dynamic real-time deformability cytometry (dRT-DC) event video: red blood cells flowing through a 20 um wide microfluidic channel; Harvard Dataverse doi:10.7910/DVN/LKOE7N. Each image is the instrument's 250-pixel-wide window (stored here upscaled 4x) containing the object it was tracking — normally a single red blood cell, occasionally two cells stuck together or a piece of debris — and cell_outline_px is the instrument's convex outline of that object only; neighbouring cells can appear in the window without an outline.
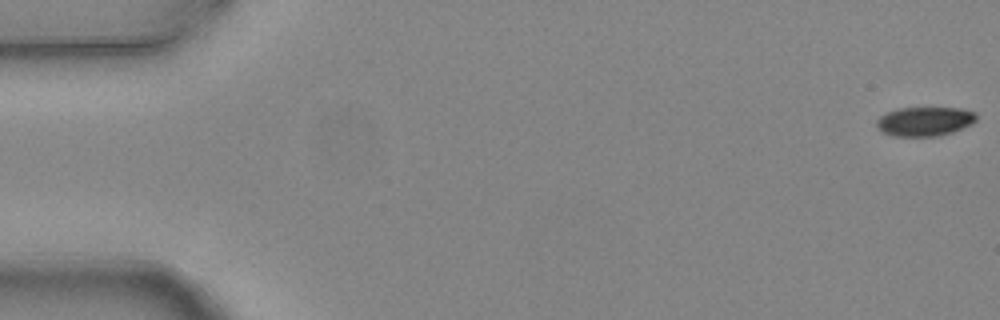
{"species": "common noctule bat (a hibernating species)", "species_latin": "Nyctalus noctula", "temperature_condition": "warm", "stored_images_in_passage": 5, "camera_frame_rate_fps": 3000, "um_per_image_px": 0.085, "animal": {"sex": "female", "body_mass_g": 24.6, "forearm_length_mm": 56.2}, "frame": {"image": 1, "passage_image": 1, "time_ms": 0.0, "image_size_px": [1000, 320], "cell_outline_px": [[976, 120], [972, 124], [952, 132], [936, 136], [892, 136], [876, 128], [876, 120], [880, 116], [888, 112], [900, 108], [960, 108], [976, 112]], "centroid_in_image_um": [78.59, 10.32], "position_along_channel_um": 6.4, "area_um2": 16.94}}
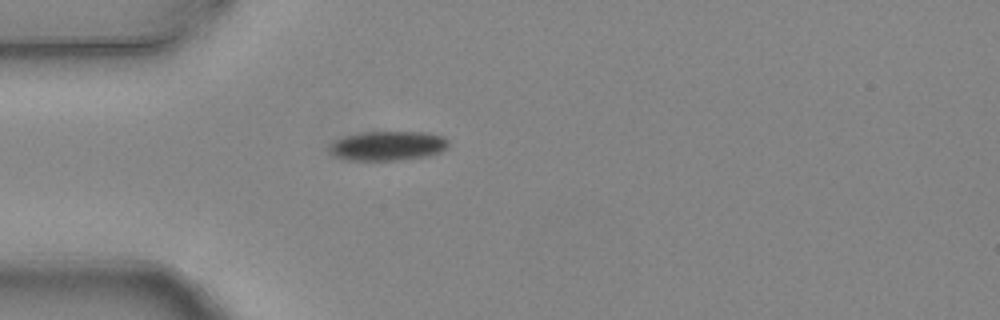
{"frame": {"image": 2, "passage_image": 5, "time_ms": 1.333, "image_size_px": [1000, 320], "cell_outline_px": [[448, 148], [440, 152], [428, 156], [404, 160], [348, 160], [332, 156], [328, 148], [336, 140], [344, 136], [364, 132], [424, 132], [444, 136], [448, 140]], "centroid_in_image_um": [32.98, 12.4], "position_along_channel_um": 52.0, "area_um2": 20.58}}